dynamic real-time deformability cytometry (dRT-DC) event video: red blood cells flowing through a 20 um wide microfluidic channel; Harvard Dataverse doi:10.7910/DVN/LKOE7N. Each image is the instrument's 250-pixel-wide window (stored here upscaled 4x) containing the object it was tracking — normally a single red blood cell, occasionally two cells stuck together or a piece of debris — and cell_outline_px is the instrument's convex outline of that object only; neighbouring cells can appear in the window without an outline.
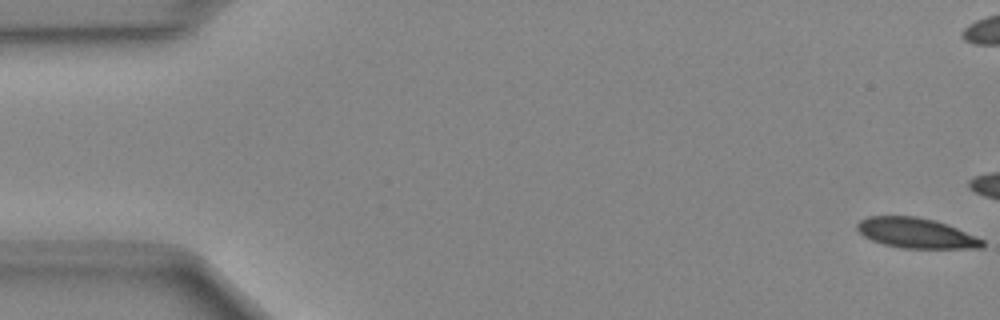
{"species": "Egyptian fruit bat (a non-hibernating species)", "species_latin": "Rousettus aegyptiacus", "temperature_condition": "cold", "stored_images_in_passage": 8, "camera_frame_rate_fps": 3000, "um_per_image_px": 0.085, "animal": {"sex": "female"}, "frame": {"image": 1, "passage_image": 1, "time_ms": 0.0, "image_size_px": [1000, 320], "cell_outline_px": [[984, 248], [904, 248], [884, 244], [872, 240], [864, 236], [856, 228], [856, 224], [860, 220], [868, 216], [916, 216], [936, 220], [948, 224], [976, 236], [984, 240]], "centroid_in_image_um": [77.89, 19.8], "position_along_channel_um": 7.1, "area_um2": 22.08}}